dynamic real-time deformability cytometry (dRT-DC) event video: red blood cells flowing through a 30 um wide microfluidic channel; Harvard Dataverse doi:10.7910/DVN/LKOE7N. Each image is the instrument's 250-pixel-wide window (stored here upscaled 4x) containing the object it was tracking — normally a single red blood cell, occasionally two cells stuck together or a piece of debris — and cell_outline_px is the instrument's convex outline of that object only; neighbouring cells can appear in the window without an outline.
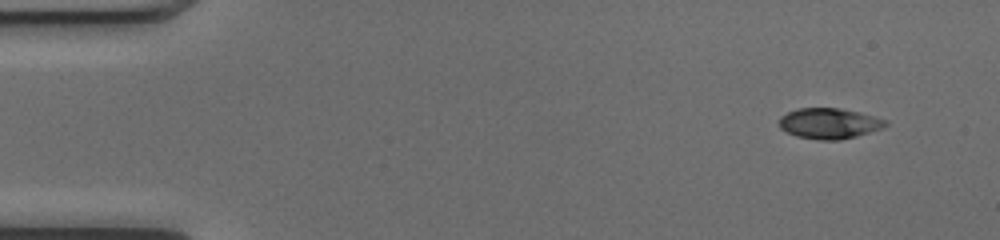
{"species": "common noctule bat (a hibernating species)", "species_latin": "Nyctalus noctula", "temperature_condition": "cold", "stored_images_in_passage": 50, "camera_frame_rate_fps": 3000, "um_per_image_px": 0.085, "animal": {"sex": "female", "body_mass_g": 17.0, "forearm_length_mm": 48.0}, "frame": {"image": 1, "passage_image": 3, "time_ms": 0.667, "image_size_px": [1000, 240], "cell_outline_px": [[888, 124], [884, 128], [856, 136], [840, 140], [820, 140], [796, 136], [780, 128], [780, 116], [796, 108], [840, 108], [860, 112], [888, 120]], "centroid_in_image_um": [70.51, 10.48], "position_along_channel_um": 14.5, "area_um2": 19.07}}
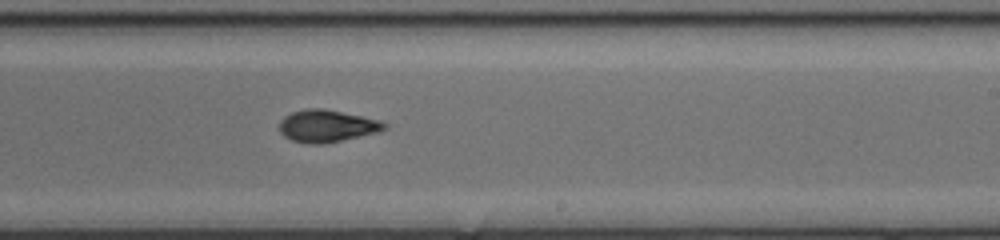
{"frame": {"image": 2, "passage_image": 30, "time_ms": 9.667, "image_size_px": [1000, 240], "cell_outline_px": [[388, 128], [376, 132], [324, 144], [308, 144], [292, 140], [284, 136], [280, 132], [280, 120], [284, 116], [292, 112], [308, 108], [324, 108], [380, 120], [388, 124]], "centroid_in_image_um": [27.78, 10.7], "position_along_channel_um": 261.2, "area_um2": 19.65}}
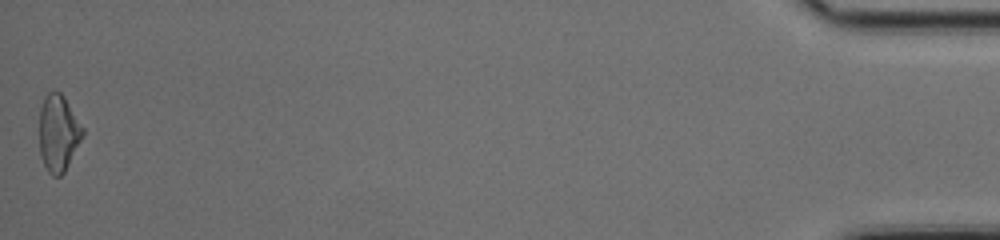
{"frame": {"image": 3, "passage_image": 50, "time_ms": 16.333, "image_size_px": [1000, 240], "cell_outline_px": [[84, 136], [64, 172], [60, 176], [52, 176], [48, 172], [40, 156], [40, 108], [44, 96], [48, 92], [60, 92], [64, 96], [84, 128]], "centroid_in_image_um": [4.97, 11.31], "position_along_channel_um": 430.2, "area_um2": 19.42}, "authors_computed_cell_mechanics": {"area_um2": 19.2185, "velocity_mm_per_s": 4.0568, "shape_relaxation_time_tau1_ms": 4.189, "shape_relaxation_time_tau2_ms": 3.2282, "deformation_change_tau1": 0.1492, "deformation_change_tau2": 0.0948}}